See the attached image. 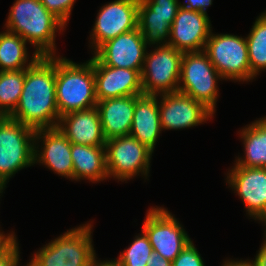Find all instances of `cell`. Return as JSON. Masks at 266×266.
<instances>
[{
    "label": "cell",
    "mask_w": 266,
    "mask_h": 266,
    "mask_svg": "<svg viewBox=\"0 0 266 266\" xmlns=\"http://www.w3.org/2000/svg\"><path fill=\"white\" fill-rule=\"evenodd\" d=\"M158 108L162 130L196 127L214 115L202 103L180 92L158 95Z\"/></svg>",
    "instance_id": "obj_13"
},
{
    "label": "cell",
    "mask_w": 266,
    "mask_h": 266,
    "mask_svg": "<svg viewBox=\"0 0 266 266\" xmlns=\"http://www.w3.org/2000/svg\"><path fill=\"white\" fill-rule=\"evenodd\" d=\"M204 52L223 80L252 81L246 37L211 31Z\"/></svg>",
    "instance_id": "obj_7"
},
{
    "label": "cell",
    "mask_w": 266,
    "mask_h": 266,
    "mask_svg": "<svg viewBox=\"0 0 266 266\" xmlns=\"http://www.w3.org/2000/svg\"><path fill=\"white\" fill-rule=\"evenodd\" d=\"M6 30L18 34L40 56H55L56 33L66 26L40 2V0H15L9 10Z\"/></svg>",
    "instance_id": "obj_2"
},
{
    "label": "cell",
    "mask_w": 266,
    "mask_h": 266,
    "mask_svg": "<svg viewBox=\"0 0 266 266\" xmlns=\"http://www.w3.org/2000/svg\"><path fill=\"white\" fill-rule=\"evenodd\" d=\"M35 132L9 116L0 117V188L25 167L34 165Z\"/></svg>",
    "instance_id": "obj_5"
},
{
    "label": "cell",
    "mask_w": 266,
    "mask_h": 266,
    "mask_svg": "<svg viewBox=\"0 0 266 266\" xmlns=\"http://www.w3.org/2000/svg\"><path fill=\"white\" fill-rule=\"evenodd\" d=\"M56 103L60 117L96 107V88L91 58L80 64L56 55Z\"/></svg>",
    "instance_id": "obj_3"
},
{
    "label": "cell",
    "mask_w": 266,
    "mask_h": 266,
    "mask_svg": "<svg viewBox=\"0 0 266 266\" xmlns=\"http://www.w3.org/2000/svg\"><path fill=\"white\" fill-rule=\"evenodd\" d=\"M57 127L71 143L105 146L106 140L96 107L61 116Z\"/></svg>",
    "instance_id": "obj_18"
},
{
    "label": "cell",
    "mask_w": 266,
    "mask_h": 266,
    "mask_svg": "<svg viewBox=\"0 0 266 266\" xmlns=\"http://www.w3.org/2000/svg\"><path fill=\"white\" fill-rule=\"evenodd\" d=\"M73 180H89L92 183L109 179L106 168L105 146H89L71 143Z\"/></svg>",
    "instance_id": "obj_21"
},
{
    "label": "cell",
    "mask_w": 266,
    "mask_h": 266,
    "mask_svg": "<svg viewBox=\"0 0 266 266\" xmlns=\"http://www.w3.org/2000/svg\"><path fill=\"white\" fill-rule=\"evenodd\" d=\"M222 79L204 51L183 53L178 92L202 103L213 114L219 97L218 82Z\"/></svg>",
    "instance_id": "obj_6"
},
{
    "label": "cell",
    "mask_w": 266,
    "mask_h": 266,
    "mask_svg": "<svg viewBox=\"0 0 266 266\" xmlns=\"http://www.w3.org/2000/svg\"><path fill=\"white\" fill-rule=\"evenodd\" d=\"M148 46L137 27L102 44L93 55L103 64L142 70Z\"/></svg>",
    "instance_id": "obj_14"
},
{
    "label": "cell",
    "mask_w": 266,
    "mask_h": 266,
    "mask_svg": "<svg viewBox=\"0 0 266 266\" xmlns=\"http://www.w3.org/2000/svg\"><path fill=\"white\" fill-rule=\"evenodd\" d=\"M202 259L192 240L172 261V266H205Z\"/></svg>",
    "instance_id": "obj_30"
},
{
    "label": "cell",
    "mask_w": 266,
    "mask_h": 266,
    "mask_svg": "<svg viewBox=\"0 0 266 266\" xmlns=\"http://www.w3.org/2000/svg\"><path fill=\"white\" fill-rule=\"evenodd\" d=\"M239 134L243 141L245 156H238L234 164L266 168V116L246 125Z\"/></svg>",
    "instance_id": "obj_22"
},
{
    "label": "cell",
    "mask_w": 266,
    "mask_h": 266,
    "mask_svg": "<svg viewBox=\"0 0 266 266\" xmlns=\"http://www.w3.org/2000/svg\"><path fill=\"white\" fill-rule=\"evenodd\" d=\"M222 266H252V263L249 261V259L246 260L227 259L223 262Z\"/></svg>",
    "instance_id": "obj_36"
},
{
    "label": "cell",
    "mask_w": 266,
    "mask_h": 266,
    "mask_svg": "<svg viewBox=\"0 0 266 266\" xmlns=\"http://www.w3.org/2000/svg\"><path fill=\"white\" fill-rule=\"evenodd\" d=\"M139 0H114L103 5L91 29V49L138 27Z\"/></svg>",
    "instance_id": "obj_11"
},
{
    "label": "cell",
    "mask_w": 266,
    "mask_h": 266,
    "mask_svg": "<svg viewBox=\"0 0 266 266\" xmlns=\"http://www.w3.org/2000/svg\"><path fill=\"white\" fill-rule=\"evenodd\" d=\"M47 10L67 25L75 0H40Z\"/></svg>",
    "instance_id": "obj_29"
},
{
    "label": "cell",
    "mask_w": 266,
    "mask_h": 266,
    "mask_svg": "<svg viewBox=\"0 0 266 266\" xmlns=\"http://www.w3.org/2000/svg\"><path fill=\"white\" fill-rule=\"evenodd\" d=\"M264 232L265 239L255 256V259L249 260L252 263V266H266V228Z\"/></svg>",
    "instance_id": "obj_33"
},
{
    "label": "cell",
    "mask_w": 266,
    "mask_h": 266,
    "mask_svg": "<svg viewBox=\"0 0 266 266\" xmlns=\"http://www.w3.org/2000/svg\"><path fill=\"white\" fill-rule=\"evenodd\" d=\"M246 40L253 80L266 70V10L256 18Z\"/></svg>",
    "instance_id": "obj_24"
},
{
    "label": "cell",
    "mask_w": 266,
    "mask_h": 266,
    "mask_svg": "<svg viewBox=\"0 0 266 266\" xmlns=\"http://www.w3.org/2000/svg\"><path fill=\"white\" fill-rule=\"evenodd\" d=\"M93 64L97 101L132 95H143L141 72L103 65L94 55Z\"/></svg>",
    "instance_id": "obj_17"
},
{
    "label": "cell",
    "mask_w": 266,
    "mask_h": 266,
    "mask_svg": "<svg viewBox=\"0 0 266 266\" xmlns=\"http://www.w3.org/2000/svg\"><path fill=\"white\" fill-rule=\"evenodd\" d=\"M56 55L40 56L25 69L19 103L10 118L34 130L56 128L60 115L56 103Z\"/></svg>",
    "instance_id": "obj_1"
},
{
    "label": "cell",
    "mask_w": 266,
    "mask_h": 266,
    "mask_svg": "<svg viewBox=\"0 0 266 266\" xmlns=\"http://www.w3.org/2000/svg\"><path fill=\"white\" fill-rule=\"evenodd\" d=\"M91 223L60 234L32 255L28 266H89L96 256Z\"/></svg>",
    "instance_id": "obj_4"
},
{
    "label": "cell",
    "mask_w": 266,
    "mask_h": 266,
    "mask_svg": "<svg viewBox=\"0 0 266 266\" xmlns=\"http://www.w3.org/2000/svg\"><path fill=\"white\" fill-rule=\"evenodd\" d=\"M147 266H172V262L153 252L147 260Z\"/></svg>",
    "instance_id": "obj_34"
},
{
    "label": "cell",
    "mask_w": 266,
    "mask_h": 266,
    "mask_svg": "<svg viewBox=\"0 0 266 266\" xmlns=\"http://www.w3.org/2000/svg\"><path fill=\"white\" fill-rule=\"evenodd\" d=\"M162 131L158 95H141L135 103L130 136L154 152Z\"/></svg>",
    "instance_id": "obj_20"
},
{
    "label": "cell",
    "mask_w": 266,
    "mask_h": 266,
    "mask_svg": "<svg viewBox=\"0 0 266 266\" xmlns=\"http://www.w3.org/2000/svg\"><path fill=\"white\" fill-rule=\"evenodd\" d=\"M25 81V69L0 71V117L10 116L16 109Z\"/></svg>",
    "instance_id": "obj_25"
},
{
    "label": "cell",
    "mask_w": 266,
    "mask_h": 266,
    "mask_svg": "<svg viewBox=\"0 0 266 266\" xmlns=\"http://www.w3.org/2000/svg\"><path fill=\"white\" fill-rule=\"evenodd\" d=\"M168 19L138 18V28L147 46L166 45L170 41Z\"/></svg>",
    "instance_id": "obj_27"
},
{
    "label": "cell",
    "mask_w": 266,
    "mask_h": 266,
    "mask_svg": "<svg viewBox=\"0 0 266 266\" xmlns=\"http://www.w3.org/2000/svg\"><path fill=\"white\" fill-rule=\"evenodd\" d=\"M226 176V183L245 204L246 214L266 227V168L234 164Z\"/></svg>",
    "instance_id": "obj_12"
},
{
    "label": "cell",
    "mask_w": 266,
    "mask_h": 266,
    "mask_svg": "<svg viewBox=\"0 0 266 266\" xmlns=\"http://www.w3.org/2000/svg\"><path fill=\"white\" fill-rule=\"evenodd\" d=\"M153 254V248L148 236L142 230L133 239L128 248L120 253L116 261L119 266H147V260Z\"/></svg>",
    "instance_id": "obj_26"
},
{
    "label": "cell",
    "mask_w": 266,
    "mask_h": 266,
    "mask_svg": "<svg viewBox=\"0 0 266 266\" xmlns=\"http://www.w3.org/2000/svg\"><path fill=\"white\" fill-rule=\"evenodd\" d=\"M39 142H41V146L38 144ZM35 163L42 164L59 176L73 181L71 142L58 127L36 130L34 137Z\"/></svg>",
    "instance_id": "obj_15"
},
{
    "label": "cell",
    "mask_w": 266,
    "mask_h": 266,
    "mask_svg": "<svg viewBox=\"0 0 266 266\" xmlns=\"http://www.w3.org/2000/svg\"><path fill=\"white\" fill-rule=\"evenodd\" d=\"M142 230L153 248L163 258L173 261L192 240L183 225L164 207L147 210Z\"/></svg>",
    "instance_id": "obj_10"
},
{
    "label": "cell",
    "mask_w": 266,
    "mask_h": 266,
    "mask_svg": "<svg viewBox=\"0 0 266 266\" xmlns=\"http://www.w3.org/2000/svg\"><path fill=\"white\" fill-rule=\"evenodd\" d=\"M5 189H0V196L3 194V191ZM15 232H10V233H7V234H4V232H1L0 230V246H5L7 244H9L13 239L16 238L15 236Z\"/></svg>",
    "instance_id": "obj_35"
},
{
    "label": "cell",
    "mask_w": 266,
    "mask_h": 266,
    "mask_svg": "<svg viewBox=\"0 0 266 266\" xmlns=\"http://www.w3.org/2000/svg\"><path fill=\"white\" fill-rule=\"evenodd\" d=\"M211 28L208 15L180 7L170 27L168 45L183 53L204 51Z\"/></svg>",
    "instance_id": "obj_16"
},
{
    "label": "cell",
    "mask_w": 266,
    "mask_h": 266,
    "mask_svg": "<svg viewBox=\"0 0 266 266\" xmlns=\"http://www.w3.org/2000/svg\"><path fill=\"white\" fill-rule=\"evenodd\" d=\"M141 95L124 96L98 101V110L105 140L129 136L136 100Z\"/></svg>",
    "instance_id": "obj_19"
},
{
    "label": "cell",
    "mask_w": 266,
    "mask_h": 266,
    "mask_svg": "<svg viewBox=\"0 0 266 266\" xmlns=\"http://www.w3.org/2000/svg\"><path fill=\"white\" fill-rule=\"evenodd\" d=\"M153 47L146 53L141 72L143 94L178 92L183 52L168 44Z\"/></svg>",
    "instance_id": "obj_9"
},
{
    "label": "cell",
    "mask_w": 266,
    "mask_h": 266,
    "mask_svg": "<svg viewBox=\"0 0 266 266\" xmlns=\"http://www.w3.org/2000/svg\"><path fill=\"white\" fill-rule=\"evenodd\" d=\"M106 168L109 178L127 181L141 173L149 177L153 151L132 136L109 139L105 143Z\"/></svg>",
    "instance_id": "obj_8"
},
{
    "label": "cell",
    "mask_w": 266,
    "mask_h": 266,
    "mask_svg": "<svg viewBox=\"0 0 266 266\" xmlns=\"http://www.w3.org/2000/svg\"><path fill=\"white\" fill-rule=\"evenodd\" d=\"M186 3L182 2L181 7L188 10L197 11L207 14V8L210 7L213 3V0H185Z\"/></svg>",
    "instance_id": "obj_32"
},
{
    "label": "cell",
    "mask_w": 266,
    "mask_h": 266,
    "mask_svg": "<svg viewBox=\"0 0 266 266\" xmlns=\"http://www.w3.org/2000/svg\"><path fill=\"white\" fill-rule=\"evenodd\" d=\"M89 266H119L118 262L116 261V259L113 260H103V261H99L97 260V257L95 256L90 265Z\"/></svg>",
    "instance_id": "obj_37"
},
{
    "label": "cell",
    "mask_w": 266,
    "mask_h": 266,
    "mask_svg": "<svg viewBox=\"0 0 266 266\" xmlns=\"http://www.w3.org/2000/svg\"><path fill=\"white\" fill-rule=\"evenodd\" d=\"M180 7L179 0H139L138 18L168 19L172 25Z\"/></svg>",
    "instance_id": "obj_28"
},
{
    "label": "cell",
    "mask_w": 266,
    "mask_h": 266,
    "mask_svg": "<svg viewBox=\"0 0 266 266\" xmlns=\"http://www.w3.org/2000/svg\"><path fill=\"white\" fill-rule=\"evenodd\" d=\"M20 251L17 237L9 244L0 247V266H19Z\"/></svg>",
    "instance_id": "obj_31"
},
{
    "label": "cell",
    "mask_w": 266,
    "mask_h": 266,
    "mask_svg": "<svg viewBox=\"0 0 266 266\" xmlns=\"http://www.w3.org/2000/svg\"><path fill=\"white\" fill-rule=\"evenodd\" d=\"M26 45L27 42L18 34L8 30L0 32V71L27 69L40 57L34 51L30 59Z\"/></svg>",
    "instance_id": "obj_23"
}]
</instances>
